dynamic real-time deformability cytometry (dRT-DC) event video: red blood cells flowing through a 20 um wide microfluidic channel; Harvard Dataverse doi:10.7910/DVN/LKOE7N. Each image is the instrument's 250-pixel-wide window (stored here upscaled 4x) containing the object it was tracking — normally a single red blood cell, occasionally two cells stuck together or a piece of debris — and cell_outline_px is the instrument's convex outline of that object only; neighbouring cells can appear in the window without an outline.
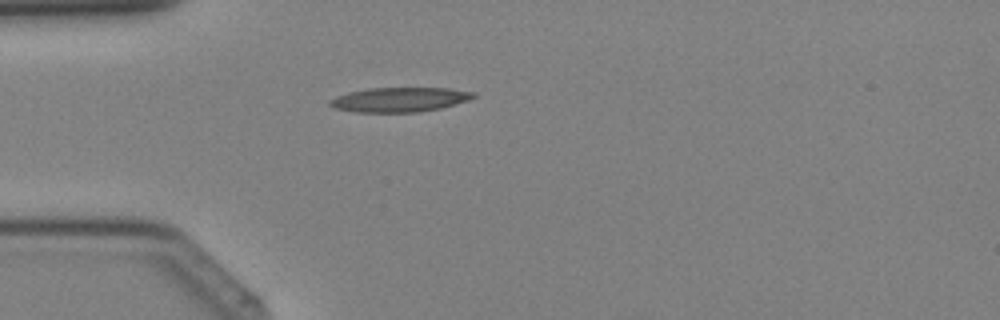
{"species": "Egyptian fruit bat (a non-hibernating species)", "species_latin": "Rousettus aegyptiacus", "temperature_condition": "cold", "stored_images_in_passage": 31, "camera_frame_rate_fps": 3000, "um_per_image_px": 0.085, "animal": {"sex": "female"}, "frame": {"image": 1, "passage_image": 3, "time_ms": 0.667, "image_size_px": [1000, 320], "cell_outline_px": [[476, 96], [468, 100], [456, 104], [440, 108], [420, 112], [356, 112], [336, 108], [328, 104], [328, 100], [336, 96], [348, 92], [368, 88], [448, 88], [476, 92]], "centroid_in_image_um": [33.97, 8.46], "position_along_channel_um": 51.0, "area_um2": 20.58}}
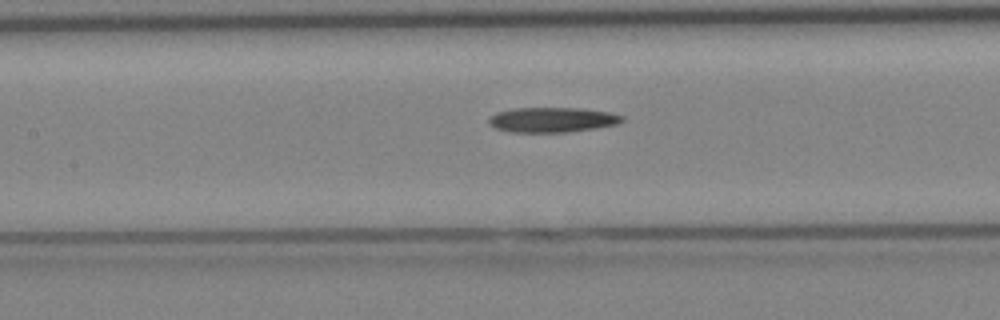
{"frame": {"image": 2, "passage_image": 10, "time_ms": 3.0, "image_size_px": [1000, 320], "cell_outline_px": [[624, 120], [616, 124], [596, 128], [568, 132], [512, 132], [496, 128], [488, 124], [488, 120], [496, 112], [512, 108], [580, 108], [608, 112], [624, 116]], "centroid_in_image_um": [46.93, 10.18], "position_along_channel_um": 160.5, "area_um2": 19.36}}
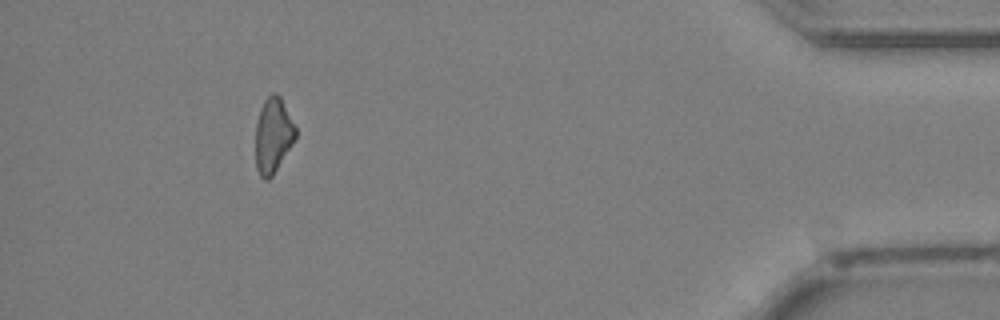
{"frame": {"image": 3, "passage_image": 28, "time_ms": 9.0, "image_size_px": [1000, 320], "cell_outline_px": [[296, 136], [272, 176], [268, 180], [264, 180], [260, 176], [256, 168], [256, 124], [260, 108], [264, 100], [272, 92], [276, 92], [280, 96], [296, 128]], "centroid_in_image_um": [23.19, 11.49], "position_along_channel_um": 412.0, "area_um2": 17.28}}